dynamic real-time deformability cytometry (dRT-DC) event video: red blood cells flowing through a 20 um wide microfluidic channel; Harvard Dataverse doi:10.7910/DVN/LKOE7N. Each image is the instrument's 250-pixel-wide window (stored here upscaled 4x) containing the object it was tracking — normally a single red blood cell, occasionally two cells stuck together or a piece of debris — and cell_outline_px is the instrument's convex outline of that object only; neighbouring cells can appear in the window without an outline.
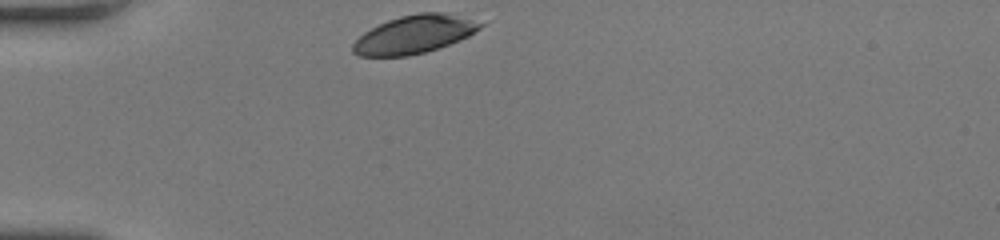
{"species": "human", "species_latin": "Homo sapiens", "temperature_condition": "room temperature", "stored_images_in_passage": 29, "camera_frame_rate_fps": 3000, "um_per_image_px": 0.085, "donor": {"sex": "female"}, "frame": {"image": 1, "passage_image": 1, "time_ms": 0.0, "image_size_px": [1000, 240], "cell_outline_px": [[484, 24], [480, 28], [468, 36], [460, 40], [424, 52], [408, 56], [360, 56], [352, 52], [352, 44], [364, 32], [388, 20], [400, 16], [420, 12], [444, 12]], "centroid_in_image_um": [35.17, 2.93], "position_along_channel_um": 49.8, "area_um2": 27.8}}
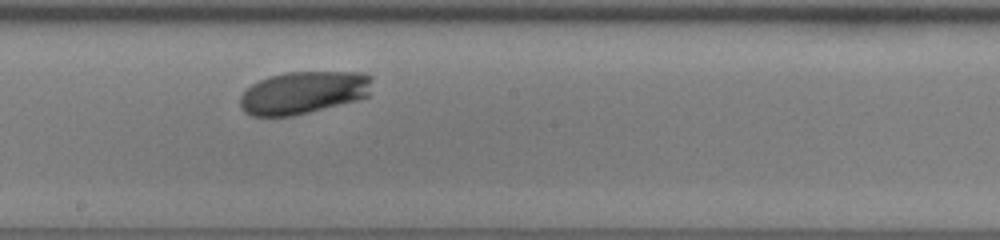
{"frame": {"image": 2, "passage_image": 16, "time_ms": 5.0, "image_size_px": [1000, 240], "cell_outline_px": [[372, 80], [368, 96], [356, 100], [292, 116], [252, 116], [244, 112], [240, 104], [240, 96], [252, 84], [268, 76], [288, 72], [364, 72], [372, 76]], "centroid_in_image_um": [25.79, 7.86], "position_along_channel_um": 222.4, "area_um2": 32.66}}
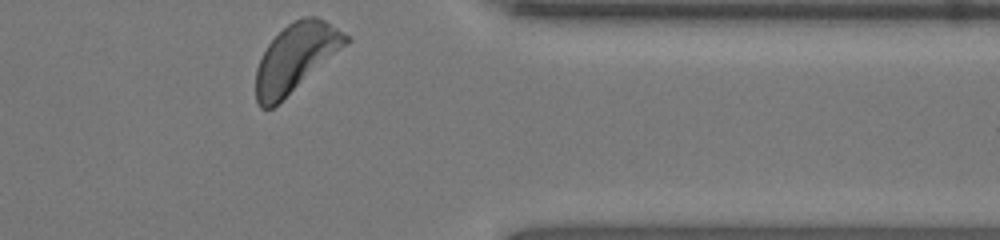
{"frame": {"image": 3, "passage_image": 29, "time_ms": 9.333, "image_size_px": [1000, 240], "cell_outline_px": [[352, 40], [348, 44], [272, 108], [260, 108], [256, 100], [256, 68], [268, 44], [288, 24], [304, 16], [316, 16], [324, 20], [348, 36]], "centroid_in_image_um": [25.14, 4.9], "position_along_channel_um": 386.3, "area_um2": 34.85}, "authors_computed_cell_mechanics": {"area_um2": 32.5414, "velocity_mm_per_s": 3.9855, "shape_relaxation_time_tau1_ms": 2.3271, "shape_relaxation_time_tau2_ms": null, "deformation_change_tau1": 0.1302, "deformation_change_tau2": null}}